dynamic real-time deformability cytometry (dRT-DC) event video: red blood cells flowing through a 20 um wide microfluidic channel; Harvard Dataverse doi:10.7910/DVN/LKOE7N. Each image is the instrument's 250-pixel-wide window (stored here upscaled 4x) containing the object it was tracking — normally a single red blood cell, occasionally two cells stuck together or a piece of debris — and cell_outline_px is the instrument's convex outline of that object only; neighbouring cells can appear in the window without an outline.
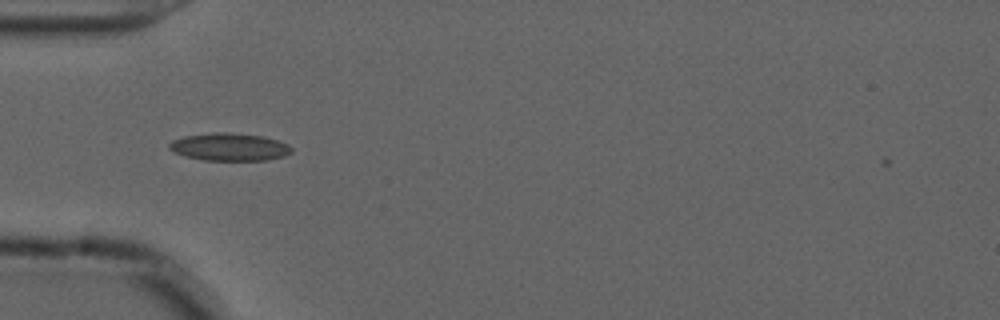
{"species": "common noctule bat (a hibernating species)", "species_latin": "Nyctalus noctula", "temperature_condition": "cold", "stored_images_in_passage": 42, "camera_frame_rate_fps": 3000, "um_per_image_px": 0.085, "animal": {"sex": "male", "forearm_length_mm": 52.5}, "frame": {"image": 1, "passage_image": 4, "time_ms": 1.0, "image_size_px": [1000, 320], "cell_outline_px": [[292, 152], [284, 156], [268, 160], [204, 160], [184, 156], [168, 148], [168, 144], [172, 140], [184, 136], [212, 132], [224, 132], [264, 136], [288, 144], [292, 148]], "centroid_in_image_um": [19.5, 12.49], "position_along_channel_um": 65.5, "area_um2": 19.71}}
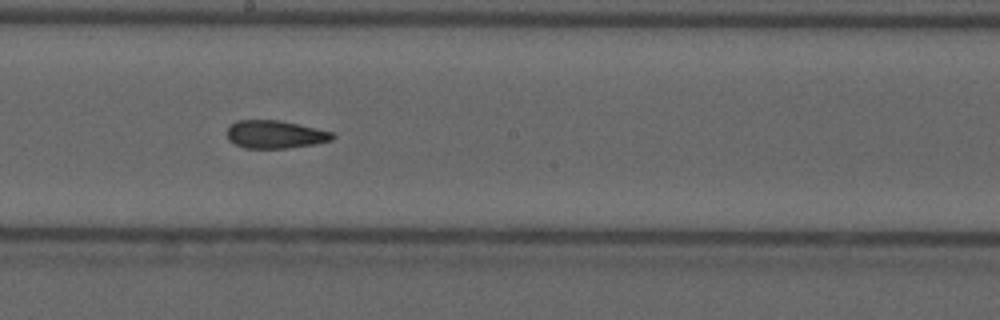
{"frame": {"image": 2, "passage_image": 17, "time_ms": 5.333, "image_size_px": [1000, 320], "cell_outline_px": [[336, 136], [332, 140], [316, 144], [284, 148], [244, 148], [228, 140], [228, 128], [236, 120], [276, 120], [296, 124], [332, 132]], "centroid_in_image_um": [23.38, 11.43], "position_along_channel_um": 224.8, "area_um2": 16.94}}
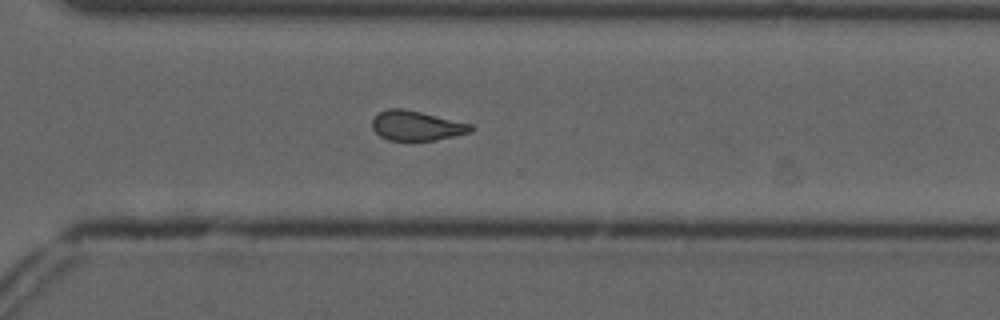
{"frame": {"image": 3, "passage_image": 26, "time_ms": 8.333, "image_size_px": [1000, 320], "cell_outline_px": [[476, 128], [472, 132], [436, 140], [388, 140], [380, 136], [372, 128], [372, 120], [380, 112], [388, 108], [404, 108], [472, 124]], "centroid_in_image_um": [35.43, 10.68], "position_along_channel_um": 335.2, "area_um2": 17.11}, "authors_computed_cell_mechanics": {"area_um2": 17.4556, "velocity_mm_per_s": 3.6914, "shape_relaxation_time_tau1_ms": null, "shape_relaxation_time_tau2_ms": 3.1491, "deformation_change_tau1": null, "deformation_change_tau2": 0.1027}}